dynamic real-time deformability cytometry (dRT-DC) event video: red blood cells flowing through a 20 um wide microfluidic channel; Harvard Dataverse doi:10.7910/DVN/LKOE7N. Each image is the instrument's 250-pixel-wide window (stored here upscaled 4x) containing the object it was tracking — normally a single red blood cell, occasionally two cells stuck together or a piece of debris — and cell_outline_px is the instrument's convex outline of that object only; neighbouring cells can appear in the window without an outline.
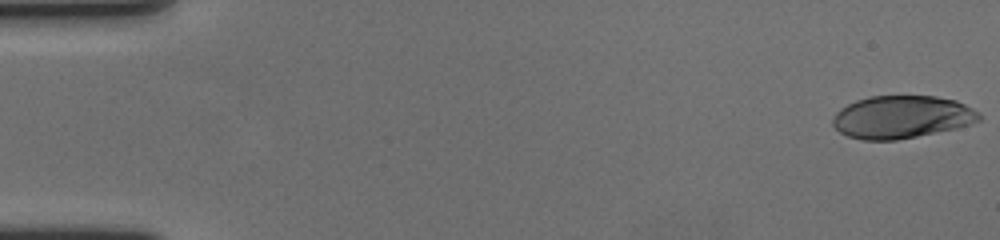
{"species": "human", "species_latin": "Homo sapiens", "temperature_condition": "cold", "stored_images_in_passage": 59, "camera_frame_rate_fps": 3000, "um_per_image_px": 0.085, "donor": {"sex": "female"}, "frame": {"image": 1, "passage_image": 1, "time_ms": 0.0, "image_size_px": [1000, 240], "cell_outline_px": [[980, 120], [972, 124], [956, 128], [896, 140], [864, 140], [848, 136], [840, 132], [832, 124], [832, 120], [836, 112], [840, 108], [856, 100], [872, 96], [936, 96], [956, 100], [980, 112]], "centroid_in_image_um": [76.65, 9.94], "position_along_channel_um": 8.3, "area_um2": 36.36}}
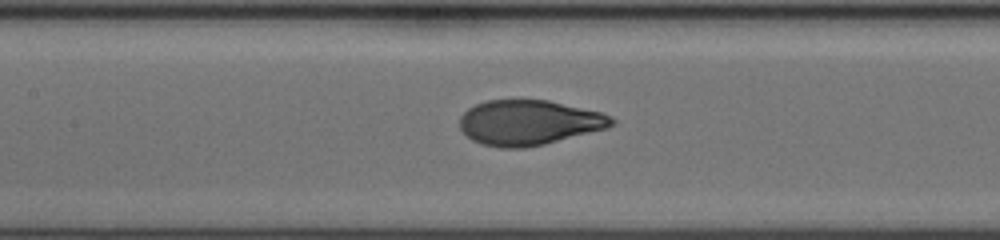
{"frame": {"image": 2, "passage_image": 28, "time_ms": 9.0, "image_size_px": [1000, 240], "cell_outline_px": [[616, 120], [608, 128], [544, 144], [524, 148], [500, 148], [480, 144], [472, 140], [460, 128], [460, 116], [468, 108], [476, 104], [488, 100], [548, 100], [600, 112], [612, 116]], "centroid_in_image_um": [44.95, 10.42], "position_along_channel_um": 162.5, "area_um2": 39.82}}
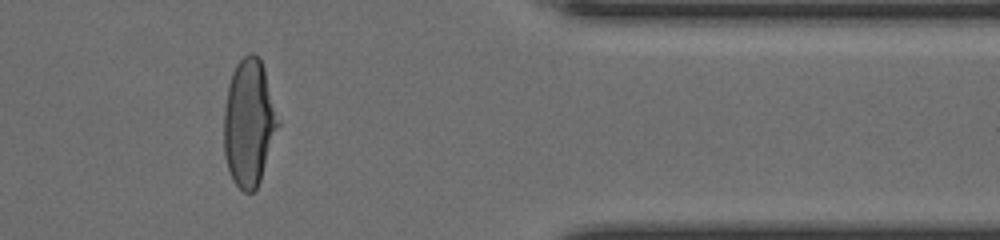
{"frame": {"image": 3, "passage_image": 49, "time_ms": 16.0, "image_size_px": [1000, 240], "cell_outline_px": [[280, 124], [260, 180], [256, 188], [252, 192], [244, 192], [232, 180], [224, 156], [224, 108], [228, 84], [232, 72], [236, 64], [248, 52], [252, 52], [260, 60], [264, 68], [280, 120]], "centroid_in_image_um": [21.16, 10.42], "position_along_channel_um": 390.2, "area_um2": 40.23}, "authors_computed_cell_mechanics": {"area_um2": 39.9976, "velocity_mm_per_s": 3.5531, "shape_relaxation_time_tau1_ms": 3.6919, "shape_relaxation_time_tau2_ms": null, "deformation_change_tau1": 0.2185, "deformation_change_tau2": null}}